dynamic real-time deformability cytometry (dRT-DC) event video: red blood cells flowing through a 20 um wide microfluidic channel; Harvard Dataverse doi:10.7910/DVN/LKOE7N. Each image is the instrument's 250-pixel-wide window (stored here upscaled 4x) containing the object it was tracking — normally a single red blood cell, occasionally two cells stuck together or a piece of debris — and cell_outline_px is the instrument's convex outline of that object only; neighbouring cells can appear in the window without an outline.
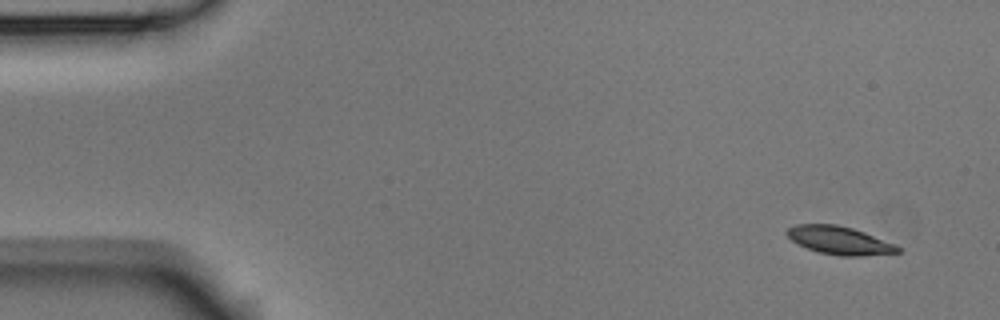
{"species": "Egyptian fruit bat (a non-hibernating species)", "species_latin": "Rousettus aegyptiacus", "temperature_condition": "room temperature", "stored_images_in_passage": 6, "camera_frame_rate_fps": 3000, "um_per_image_px": 0.085, "animal": {"sex": "male"}, "frame": {"image": 1, "passage_image": 1, "time_ms": 0.0, "image_size_px": [1000, 320], "cell_outline_px": [[900, 252], [864, 256], [840, 256], [816, 252], [796, 244], [784, 232], [788, 228], [796, 224], [836, 224], [852, 228], [864, 232], [896, 244], [900, 248]], "centroid_in_image_um": [71.33, 20.44], "position_along_channel_um": 13.7, "area_um2": 18.32}}
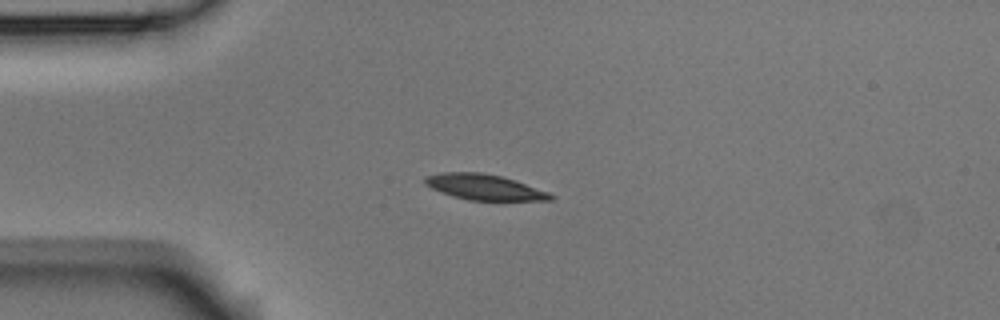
{"frame": {"image": 2, "passage_image": 4, "time_ms": 1.0, "image_size_px": [1000, 320], "cell_outline_px": [[556, 196], [552, 200], [468, 200], [452, 196], [440, 192], [424, 184], [424, 176], [440, 172], [484, 172], [516, 180], [548, 192]], "centroid_in_image_um": [41.14, 15.89], "position_along_channel_um": 43.9, "area_um2": 18.84}}
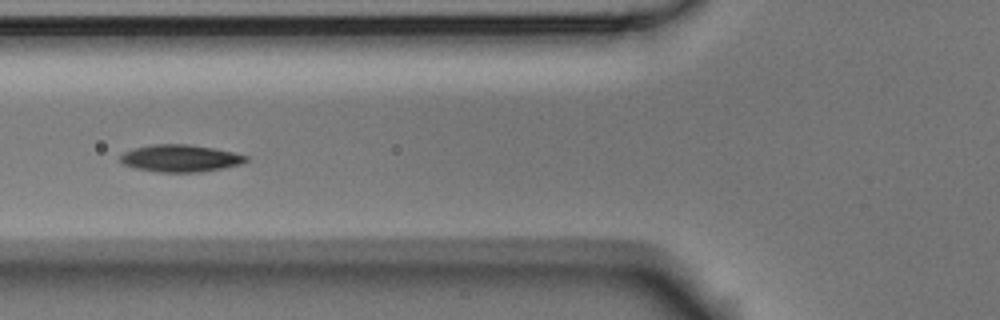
{"frame": {"image": 3, "passage_image": 6, "time_ms": 1.667, "image_size_px": [1000, 320], "cell_outline_px": [[248, 160], [240, 164], [200, 172], [156, 172], [132, 168], [124, 164], [120, 160], [120, 156], [124, 152], [136, 148], [156, 144], [188, 144], [216, 148], [248, 156]], "centroid_in_image_um": [15.31, 13.46], "position_along_channel_um": 110.5, "area_um2": 19.83}}